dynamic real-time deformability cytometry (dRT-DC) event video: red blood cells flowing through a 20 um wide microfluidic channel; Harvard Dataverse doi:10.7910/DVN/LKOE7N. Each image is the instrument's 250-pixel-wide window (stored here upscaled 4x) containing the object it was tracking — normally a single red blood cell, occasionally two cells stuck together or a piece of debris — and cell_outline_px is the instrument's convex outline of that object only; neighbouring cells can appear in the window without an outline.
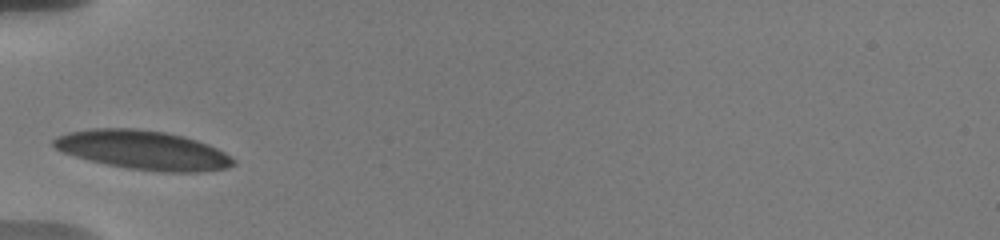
{"species": "human", "species_latin": "Homo sapiens", "temperature_condition": "warm", "stored_images_in_passage": 2, "camera_frame_rate_fps": 3000, "um_per_image_px": 0.085, "donor": {"sex": "male"}, "frame": {"image": 1, "passage_image": 1, "time_ms": 0.0, "image_size_px": [1000, 240], "cell_outline_px": [[236, 164], [228, 168], [200, 172], [164, 172], [128, 168], [108, 164], [76, 156], [64, 152], [56, 148], [52, 144], [52, 140], [56, 136], [68, 132], [92, 128], [136, 128], [164, 132], [184, 136], [208, 144], [232, 156], [236, 160]], "centroid_in_image_um": [12.2, 12.75], "position_along_channel_um": 72.8, "area_um2": 40.81}}